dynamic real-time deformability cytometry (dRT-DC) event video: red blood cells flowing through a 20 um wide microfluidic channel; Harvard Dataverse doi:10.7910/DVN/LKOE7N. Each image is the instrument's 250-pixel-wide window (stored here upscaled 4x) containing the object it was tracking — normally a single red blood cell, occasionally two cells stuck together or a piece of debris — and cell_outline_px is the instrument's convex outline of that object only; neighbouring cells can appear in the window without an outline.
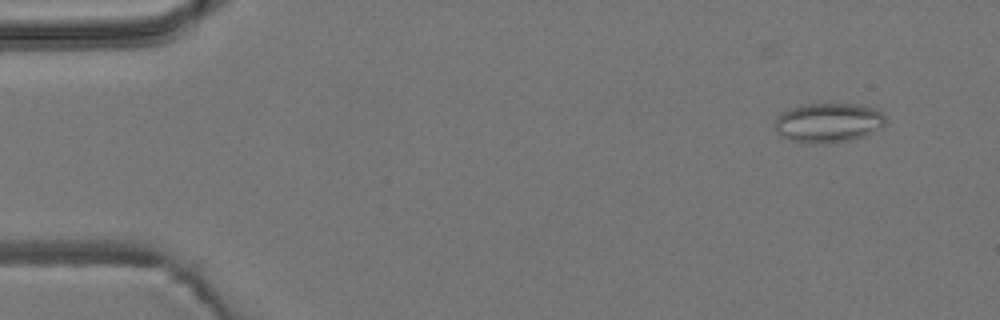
{"species": "common noctule bat (a hibernating species)", "species_latin": "Nyctalus noctula", "temperature_condition": "room temperature", "stored_images_in_passage": 14, "camera_frame_rate_fps": 3000, "um_per_image_px": 0.085, "animal": {"sex": "male", "body_mass_g": 19.2, "forearm_length_mm": 51.8}, "frame": {"image": 1, "passage_image": 5, "time_ms": 1.333, "image_size_px": [1000, 320], "cell_outline_px": [[888, 120], [884, 128], [864, 136], [852, 140], [828, 144], [800, 144], [788, 140], [780, 136], [776, 132], [776, 116], [780, 112], [800, 104], [860, 104], [880, 108]], "centroid_in_image_um": [70.45, 10.44], "position_along_channel_um": 14.6, "area_um2": 26.65}}